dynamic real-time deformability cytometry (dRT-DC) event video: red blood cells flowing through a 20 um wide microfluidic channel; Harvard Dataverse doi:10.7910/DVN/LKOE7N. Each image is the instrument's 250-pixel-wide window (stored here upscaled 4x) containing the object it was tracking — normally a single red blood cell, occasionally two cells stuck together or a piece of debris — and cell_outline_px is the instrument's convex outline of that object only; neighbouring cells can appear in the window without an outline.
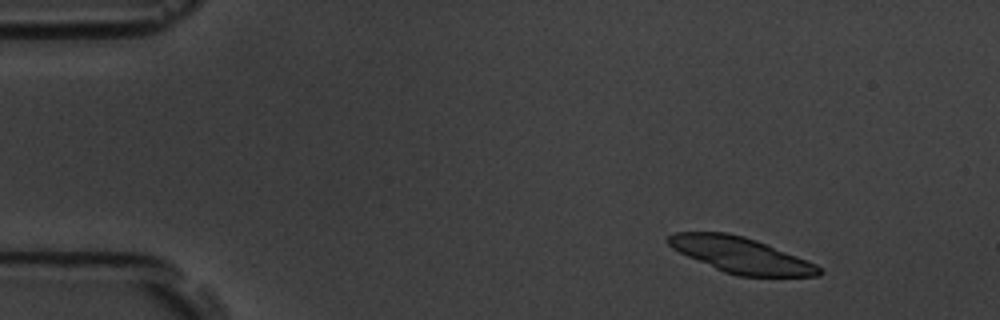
{"species": "common noctule bat (a hibernating species)", "species_latin": "Nyctalus noctula", "temperature_condition": "room temperature", "stored_images_in_passage": 55, "camera_frame_rate_fps": 3000, "um_per_image_px": 0.085, "animal": {"sex": "male", "body_mass_g": 19.5, "forearm_length_mm": 54.6}, "frame": {"image": 1, "passage_image": 6, "time_ms": 1.667, "image_size_px": [1000, 320], "cell_outline_px": [[824, 272], [820, 276], [736, 276], [724, 272], [688, 256], [672, 248], [664, 240], [668, 236], [676, 232], [728, 232], [744, 236], [756, 240], [816, 264]], "centroid_in_image_um": [62.95, 21.68], "position_along_channel_um": 22.0, "area_um2": 31.1}}
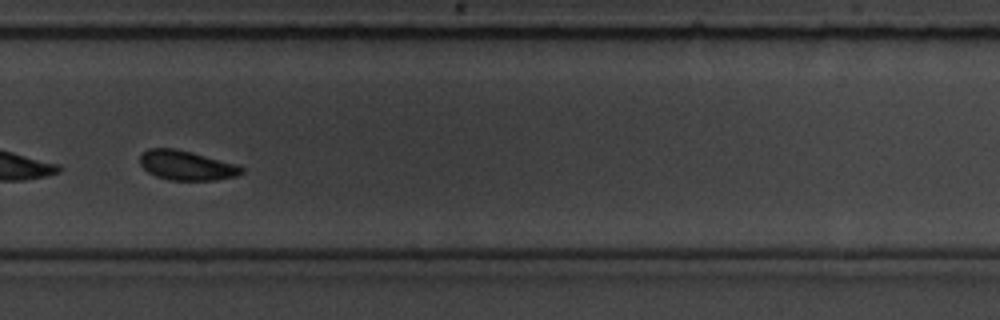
{"frame": {"image": 2, "passage_image": 37, "time_ms": 12.0, "image_size_px": [1000, 320], "cell_outline_px": [[244, 172], [236, 176], [216, 180], [168, 180], [156, 176], [148, 172], [140, 164], [140, 156], [148, 148], [176, 148], [192, 152], [236, 164], [244, 168]], "centroid_in_image_um": [15.86, 14.06], "position_along_channel_um": 313.9, "area_um2": 17.51}}
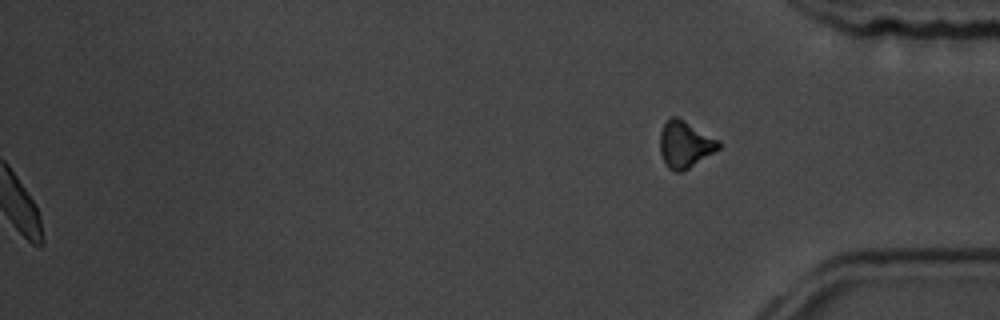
{"frame": {"image": 3, "passage_image": 55, "time_ms": 18.0, "image_size_px": [1000, 320], "cell_outline_px": [[720, 148], [684, 172], [672, 172], [668, 168], [660, 152], [660, 132], [664, 124], [672, 116], [676, 116], [684, 120], [720, 140]], "centroid_in_image_um": [58.23, 12.29], "position_along_channel_um": 377.0, "area_um2": 16.07}, "authors_computed_cell_mechanics": {"area_um2": 18.3804, "velocity_mm_per_s": 3.7352, "shape_relaxation_time_tau1_ms": 4.2445, "shape_relaxation_time_tau2_ms": 1.5003, "deformation_change_tau1": 0.1427, "deformation_change_tau2": 0.0669}}